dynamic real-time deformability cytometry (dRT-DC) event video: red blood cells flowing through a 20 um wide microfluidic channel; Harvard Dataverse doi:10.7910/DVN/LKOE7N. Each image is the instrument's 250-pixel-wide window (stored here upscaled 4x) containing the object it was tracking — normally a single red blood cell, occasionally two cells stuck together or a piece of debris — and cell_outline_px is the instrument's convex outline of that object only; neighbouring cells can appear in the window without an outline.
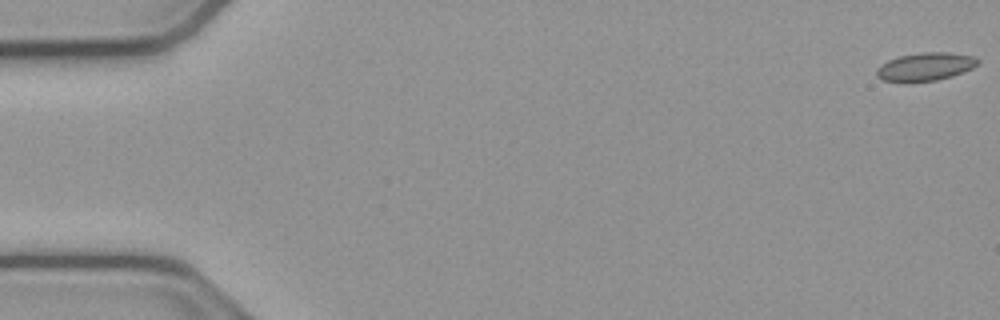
{"species": "common noctule bat (a hibernating species)", "species_latin": "Nyctalus noctula", "temperature_condition": "cold", "stored_images_in_passage": 54, "camera_frame_rate_fps": 3000, "um_per_image_px": 0.085, "animal": {"sex": "male", "body_mass_g": 23.1, "forearm_length_mm": 52.7}, "frame": {"image": 1, "passage_image": 1, "time_ms": 0.0, "image_size_px": [1000, 320], "cell_outline_px": [[980, 60], [972, 68], [952, 76], [936, 80], [904, 84], [884, 80], [876, 76], [876, 68], [880, 64], [888, 60], [900, 56], [924, 52], [948, 52], [972, 56]], "centroid_in_image_um": [78.59, 5.69], "position_along_channel_um": 6.4, "area_um2": 16.82}}
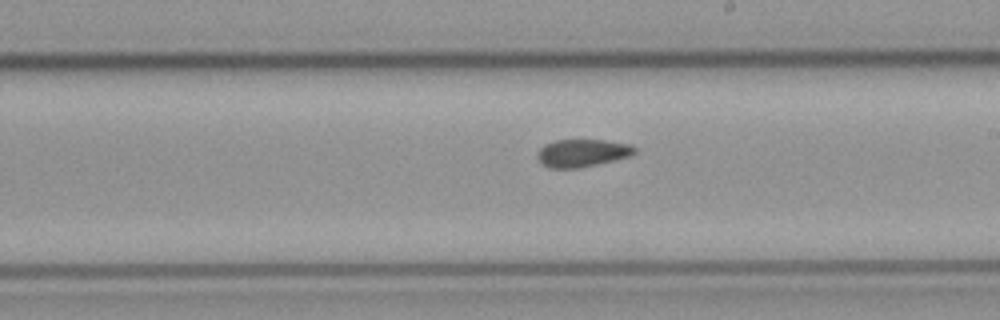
{"frame": {"image": 2, "passage_image": 31, "time_ms": 10.0, "image_size_px": [1000, 320], "cell_outline_px": [[636, 152], [632, 156], [596, 164], [576, 168], [548, 168], [536, 156], [540, 148], [544, 144], [556, 140], [604, 140], [632, 144], [636, 148]], "centroid_in_image_um": [49.52, 12.99], "position_along_channel_um": 239.5, "area_um2": 15.66}}
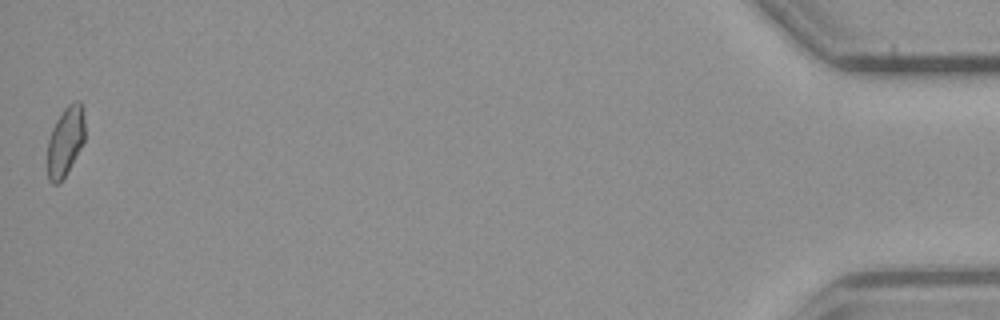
{"frame": {"image": 3, "passage_image": 54, "time_ms": 17.667, "image_size_px": [1000, 320], "cell_outline_px": [[84, 140], [80, 148], [60, 184], [52, 184], [48, 180], [48, 140], [52, 128], [56, 120], [64, 108], [68, 104], [76, 100], [80, 100], [84, 108]], "centroid_in_image_um": [5.56, 11.98], "position_along_channel_um": 429.6, "area_um2": 15.14}, "authors_computed_cell_mechanics": {"area_um2": 16.1262, "velocity_mm_per_s": 3.8271, "shape_relaxation_time_tau1_ms": null, "shape_relaxation_time_tau2_ms": 3.0107, "deformation_change_tau1": null, "deformation_change_tau2": 0.0823}}